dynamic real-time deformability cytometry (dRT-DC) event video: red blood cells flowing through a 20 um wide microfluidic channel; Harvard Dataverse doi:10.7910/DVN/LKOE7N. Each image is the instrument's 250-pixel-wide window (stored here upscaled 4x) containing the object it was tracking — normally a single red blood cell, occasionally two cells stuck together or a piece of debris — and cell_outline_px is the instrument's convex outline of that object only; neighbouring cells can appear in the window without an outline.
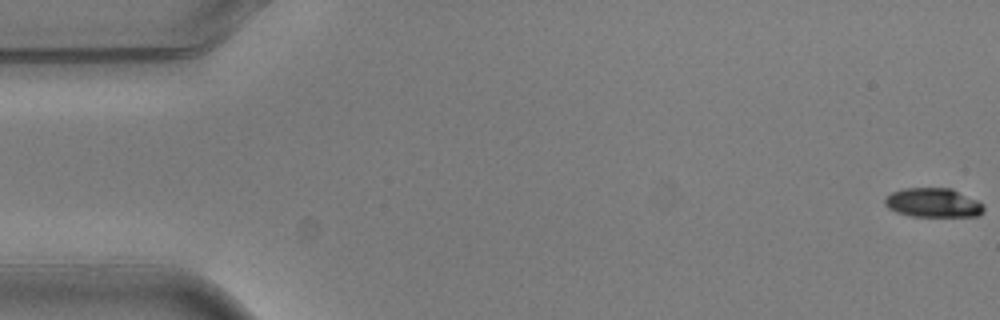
{"species": "common noctule bat (a hibernating species)", "species_latin": "Nyctalus noctula", "temperature_condition": "warm", "stored_images_in_passage": 6, "segment_of_instrument_passage": [1, 2], "camera_frame_rate_fps": 3000, "um_per_image_px": 0.085, "animal": {"sex": "male", "body_mass_g": 20.5, "forearm_length_mm": 52.5}, "frame": {"image": 1, "passage_image": 1, "time_ms": 0.0, "image_size_px": [1000, 320], "cell_outline_px": [[984, 212], [980, 216], [912, 216], [896, 212], [888, 208], [884, 204], [884, 200], [892, 192], [904, 188], [952, 188], [984, 204]], "centroid_in_image_um": [79.33, 17.23], "position_along_channel_um": 5.7, "area_um2": 16.82}}